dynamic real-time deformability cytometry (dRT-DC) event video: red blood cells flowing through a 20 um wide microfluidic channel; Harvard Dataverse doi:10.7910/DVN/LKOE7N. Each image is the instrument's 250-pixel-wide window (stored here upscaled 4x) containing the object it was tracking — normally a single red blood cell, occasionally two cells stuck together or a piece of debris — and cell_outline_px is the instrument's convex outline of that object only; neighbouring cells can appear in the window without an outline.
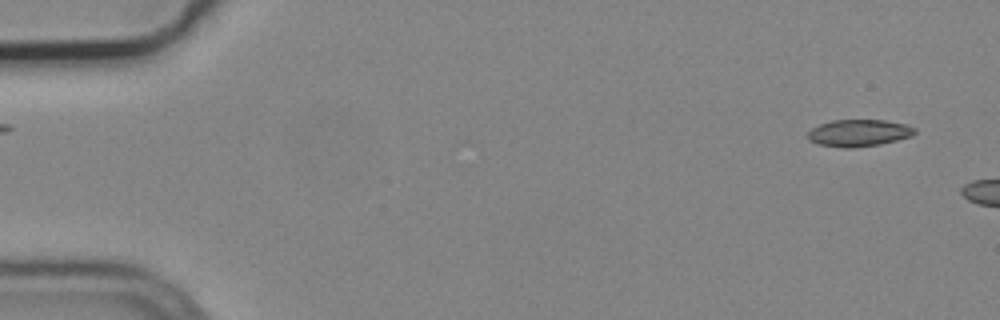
{"species": "common noctule bat (a hibernating species)", "species_latin": "Nyctalus noctula", "temperature_condition": "cold", "stored_images_in_passage": 3, "camera_frame_rate_fps": 3000, "um_per_image_px": 0.085, "animal": {"sex": "male", "body_mass_g": 19.2, "forearm_length_mm": 51.8}, "frame": {"image": 1, "passage_image": 3, "time_ms": 0.667, "image_size_px": [1000, 320], "cell_outline_px": [[916, 132], [912, 136], [880, 144], [852, 148], [840, 148], [816, 144], [808, 140], [808, 132], [812, 128], [820, 124], [832, 120], [884, 120], [904, 124], [916, 128]], "centroid_in_image_um": [72.97, 11.31], "position_along_channel_um": 12.0, "area_um2": 16.88}}